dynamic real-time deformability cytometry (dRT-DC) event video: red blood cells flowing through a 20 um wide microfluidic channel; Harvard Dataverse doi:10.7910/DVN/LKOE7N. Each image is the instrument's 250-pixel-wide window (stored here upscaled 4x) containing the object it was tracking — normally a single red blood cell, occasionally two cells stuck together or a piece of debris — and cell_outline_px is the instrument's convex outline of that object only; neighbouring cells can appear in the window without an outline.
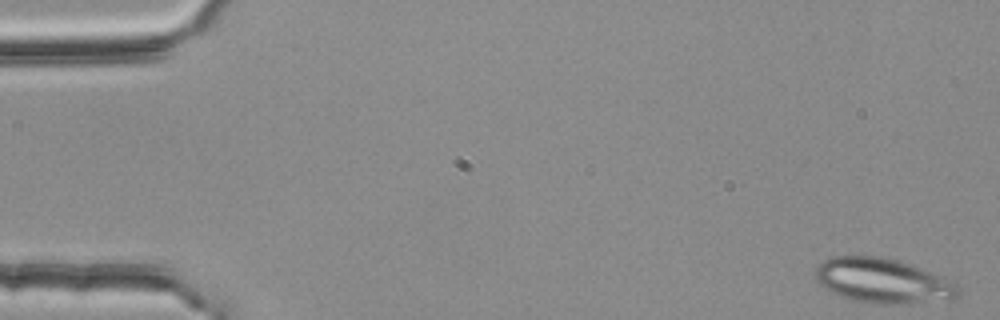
{"species": "common noctule bat (a hibernating species)", "species_latin": "Nyctalus noctula", "temperature_condition": "room temperature", "stored_images_in_passage": 51, "camera_frame_rate_fps": 3000, "um_per_image_px": 0.085, "animal": {"sex": "female", "body_mass_g": 25.1}, "frame": {"image": 1, "passage_image": 1, "time_ms": 0.0, "image_size_px": [1000, 320], "cell_outline_px": [[960, 292], [956, 296], [948, 300], [896, 304], [852, 300], [840, 296], [824, 288], [820, 284], [816, 276], [816, 268], [824, 260], [832, 256], [880, 256], [896, 260], [944, 276], [956, 284], [960, 288]], "centroid_in_image_um": [75.05, 23.86], "position_along_channel_um": 9.9, "area_um2": 36.88}}
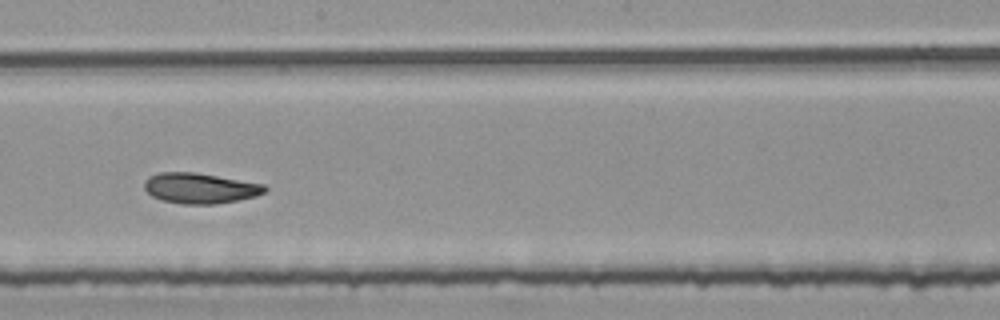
{"frame": {"image": 2, "passage_image": 30, "time_ms": 9.667, "image_size_px": [1000, 320], "cell_outline_px": [[268, 188], [264, 192], [256, 196], [216, 204], [184, 204], [164, 200], [152, 196], [144, 188], [144, 180], [148, 176], [160, 172], [192, 172], [264, 184]], "centroid_in_image_um": [16.98, 15.99], "position_along_channel_um": 231.2, "area_um2": 21.15}}
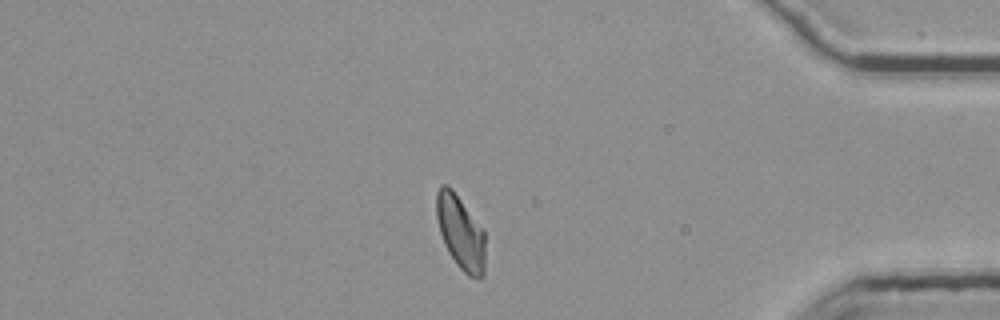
{"frame": {"image": 3, "passage_image": 46, "time_ms": 15.0, "image_size_px": [1000, 320], "cell_outline_px": [[484, 276], [468, 276], [456, 264], [448, 252], [444, 244], [440, 232], [436, 216], [436, 192], [440, 184], [448, 184], [452, 188], [484, 228]], "centroid_in_image_um": [39.13, 19.69], "position_along_channel_um": 396.1, "area_um2": 21.21}, "authors_computed_cell_mechanics": {"area_um2": 21.7328, "velocity_mm_per_s": 3.749, "shape_relaxation_time_tau1_ms": null, "shape_relaxation_time_tau2_ms": 4.3922, "deformation_change_tau1": null, "deformation_change_tau2": 0.0949}}